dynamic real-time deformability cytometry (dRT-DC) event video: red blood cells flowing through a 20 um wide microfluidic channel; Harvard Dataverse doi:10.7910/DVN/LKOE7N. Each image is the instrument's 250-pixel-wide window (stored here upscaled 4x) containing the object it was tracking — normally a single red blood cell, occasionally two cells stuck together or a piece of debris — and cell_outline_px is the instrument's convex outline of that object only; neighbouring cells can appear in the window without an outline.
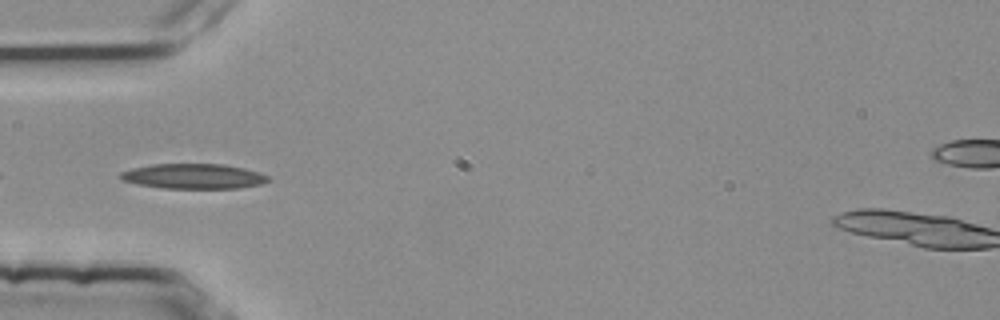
{"species": "common noctule bat (a hibernating species)", "species_latin": "Nyctalus noctula", "temperature_condition": "room temperature", "stored_images_in_passage": 15, "camera_frame_rate_fps": 3000, "um_per_image_px": 0.085, "animal": {"sex": "female", "body_mass_g": 25.1}, "frame": {"image": 1, "passage_image": 3, "time_ms": 0.667, "image_size_px": [1000, 320], "cell_outline_px": [[268, 180], [260, 184], [236, 188], [164, 188], [140, 184], [120, 180], [116, 176], [120, 172], [132, 168], [152, 164], [224, 164], [244, 168], [268, 176]], "centroid_in_image_um": [16.37, 14.97], "position_along_channel_um": 68.6, "area_um2": 21.39}}